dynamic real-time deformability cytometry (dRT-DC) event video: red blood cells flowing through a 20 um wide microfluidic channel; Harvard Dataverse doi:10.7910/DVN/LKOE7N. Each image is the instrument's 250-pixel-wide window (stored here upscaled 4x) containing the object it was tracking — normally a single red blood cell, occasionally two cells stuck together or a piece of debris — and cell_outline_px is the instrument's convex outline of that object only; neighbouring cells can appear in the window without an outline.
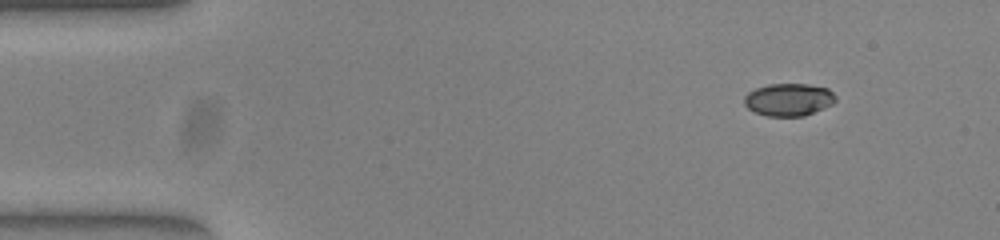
{"species": "common noctule bat (a hibernating species)", "species_latin": "Nyctalus noctula", "temperature_condition": "warm", "stored_images_in_passage": 33, "camera_frame_rate_fps": 3000, "um_per_image_px": 0.085, "animal": {"sex": "female", "body_mass_g": 23.0, "forearm_length_mm": 53.4}, "frame": {"image": 1, "passage_image": 1, "time_ms": 0.0, "image_size_px": [1000, 240], "cell_outline_px": [[836, 100], [832, 104], [824, 108], [804, 116], [768, 116], [756, 112], [748, 108], [744, 104], [744, 96], [748, 92], [756, 88], [768, 84], [808, 84], [828, 88], [836, 96]], "centroid_in_image_um": [67.04, 8.46], "position_along_channel_um": 18.0, "area_um2": 17.34}}
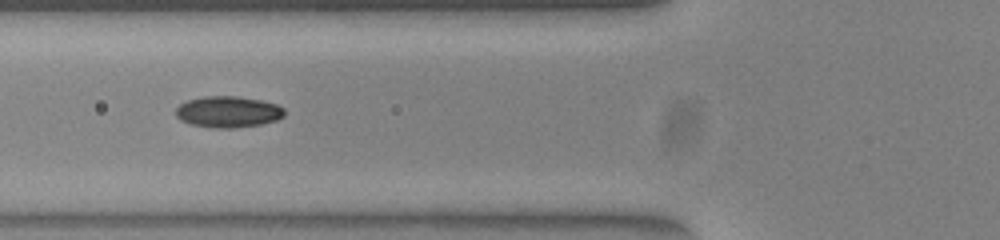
{"frame": {"image": 2, "passage_image": 15, "time_ms": 4.667, "image_size_px": [1000, 240], "cell_outline_px": [[284, 116], [276, 120], [260, 124], [232, 128], [216, 128], [192, 124], [180, 120], [176, 116], [176, 108], [180, 104], [188, 100], [204, 96], [236, 96], [260, 100], [276, 104], [284, 108]], "centroid_in_image_um": [19.38, 9.5], "position_along_channel_um": 106.4, "area_um2": 19.65}}
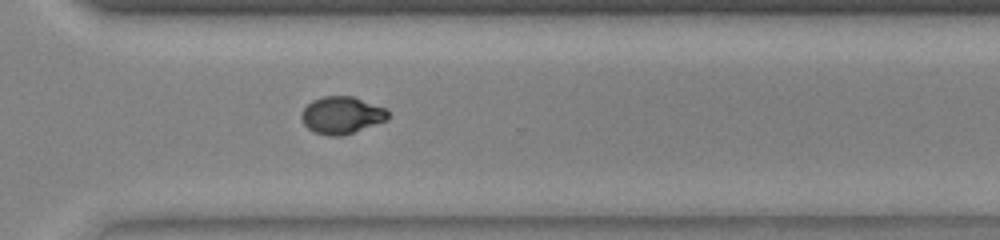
{"frame": {"image": 3, "passage_image": 33, "time_ms": 10.667, "image_size_px": [1000, 240], "cell_outline_px": [[388, 120], [340, 136], [332, 136], [316, 132], [308, 128], [304, 124], [300, 116], [304, 108], [312, 100], [324, 96], [352, 96], [384, 108], [388, 112]], "centroid_in_image_um": [29.02, 9.78], "position_along_channel_um": 341.6, "area_um2": 18.44}}